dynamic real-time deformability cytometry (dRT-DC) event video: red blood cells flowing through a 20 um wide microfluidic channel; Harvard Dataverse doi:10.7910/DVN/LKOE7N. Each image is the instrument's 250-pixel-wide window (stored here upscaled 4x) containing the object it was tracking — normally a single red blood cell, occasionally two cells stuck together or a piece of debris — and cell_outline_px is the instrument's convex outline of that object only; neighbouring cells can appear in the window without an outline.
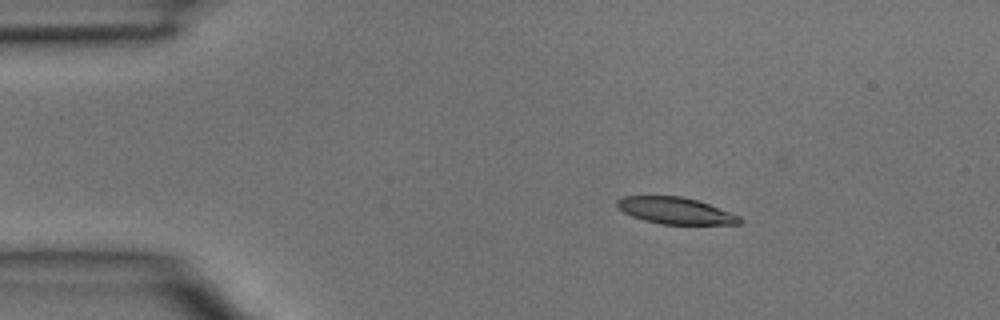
{"species": "common noctule bat (a hibernating species)", "species_latin": "Nyctalus noctula", "temperature_condition": "room temperature", "stored_images_in_passage": 2, "camera_frame_rate_fps": 3000, "um_per_image_px": 0.085, "animal": {"sex": "male", "body_mass_g": 15.6}, "frame": {"image": 1, "passage_image": 1, "time_ms": 0.0, "image_size_px": [1000, 320], "cell_outline_px": [[744, 220], [740, 224], [660, 224], [644, 220], [632, 216], [616, 208], [616, 200], [624, 196], [680, 196], [696, 200], [708, 204], [740, 216]], "centroid_in_image_um": [57.39, 17.91], "position_along_channel_um": 27.6, "area_um2": 18.96}}